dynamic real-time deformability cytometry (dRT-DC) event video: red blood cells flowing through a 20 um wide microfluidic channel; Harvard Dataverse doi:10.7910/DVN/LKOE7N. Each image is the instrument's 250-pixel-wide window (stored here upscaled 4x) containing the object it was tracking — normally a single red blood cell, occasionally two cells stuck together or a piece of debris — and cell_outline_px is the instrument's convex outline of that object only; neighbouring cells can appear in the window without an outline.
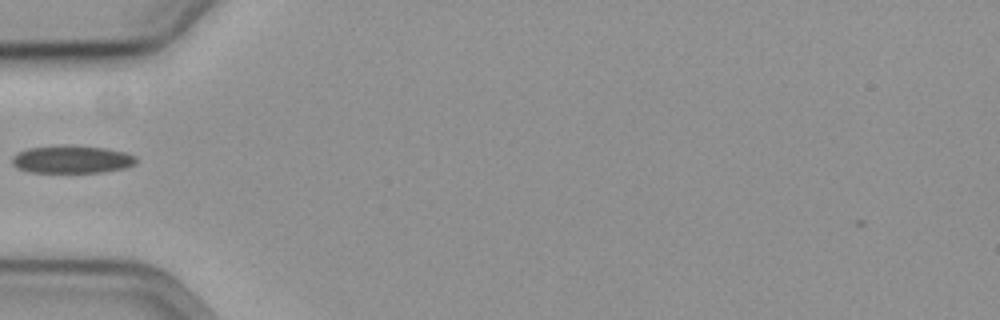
{"species": "common noctule bat (a hibernating species)", "species_latin": "Nyctalus noctula", "temperature_condition": "cold", "stored_images_in_passage": 39, "camera_frame_rate_fps": 3000, "um_per_image_px": 0.085, "animal": {"sex": "female", "body_mass_g": 19.3, "forearm_length_mm": 54.1}, "frame": {"image": 1, "passage_image": 1, "time_ms": 0.0, "image_size_px": [1000, 320], "cell_outline_px": [[136, 164], [124, 168], [100, 172], [28, 172], [16, 168], [12, 164], [12, 156], [16, 152], [28, 148], [64, 144], [68, 144], [104, 148], [124, 152], [136, 156]], "centroid_in_image_um": [6.06, 13.53], "position_along_channel_um": 78.9, "area_um2": 20.29}}
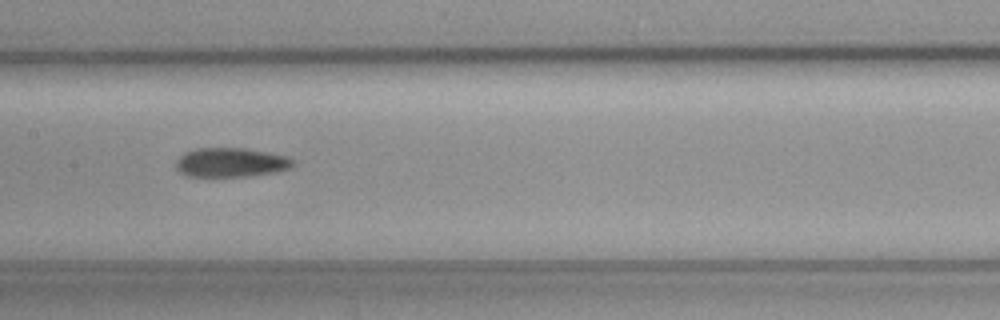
{"frame": {"image": 2, "passage_image": 10, "time_ms": 3.0, "image_size_px": [1000, 320], "cell_outline_px": [[292, 164], [288, 168], [272, 172], [244, 176], [188, 176], [180, 172], [176, 168], [176, 160], [184, 152], [196, 148], [244, 148], [284, 156], [292, 160]], "centroid_in_image_um": [19.52, 13.8], "position_along_channel_um": 187.9, "area_um2": 19.42}}
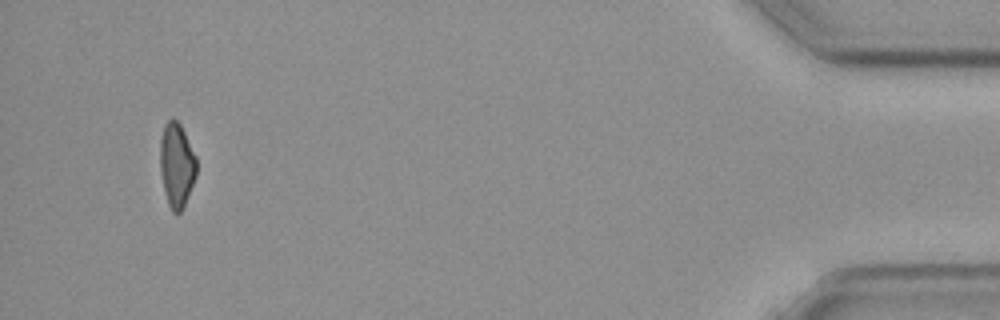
{"frame": {"image": 3, "passage_image": 36, "time_ms": 11.667, "image_size_px": [1000, 320], "cell_outline_px": [[196, 176], [184, 208], [180, 212], [172, 212], [168, 204], [160, 172], [160, 140], [164, 124], [168, 120], [176, 120], [180, 124], [196, 156]], "centroid_in_image_um": [15.02, 14.04], "position_along_channel_um": 420.2, "area_um2": 17.86}}